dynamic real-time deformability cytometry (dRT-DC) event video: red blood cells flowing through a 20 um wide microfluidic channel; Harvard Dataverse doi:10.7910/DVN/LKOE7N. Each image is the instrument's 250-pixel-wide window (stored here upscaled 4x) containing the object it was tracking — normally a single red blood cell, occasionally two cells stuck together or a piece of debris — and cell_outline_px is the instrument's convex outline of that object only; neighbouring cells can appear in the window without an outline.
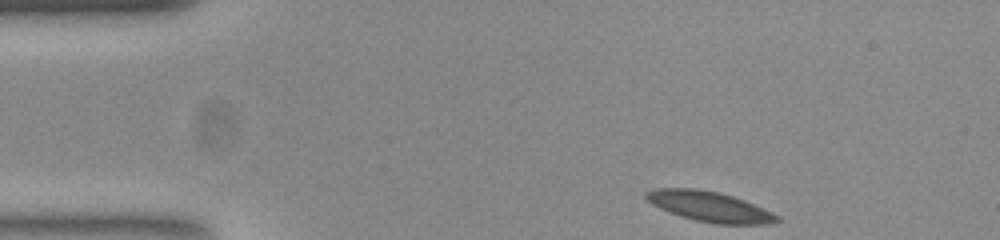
{"species": "common noctule bat (a hibernating species)", "species_latin": "Nyctalus noctula", "temperature_condition": "room temperature", "stored_images_in_passage": 47, "camera_frame_rate_fps": 3000, "um_per_image_px": 0.085, "animal": {"sex": "female", "body_mass_g": 23.0, "forearm_length_mm": 53.4}, "frame": {"image": 1, "passage_image": 1, "time_ms": 0.0, "image_size_px": [1000, 240], "cell_outline_px": [[780, 220], [764, 224], [716, 224], [696, 220], [672, 212], [652, 204], [644, 196], [644, 192], [656, 188], [696, 188], [716, 192], [732, 196], [744, 200], [764, 208], [780, 216]], "centroid_in_image_um": [60.33, 17.55], "position_along_channel_um": 24.7, "area_um2": 22.66}}
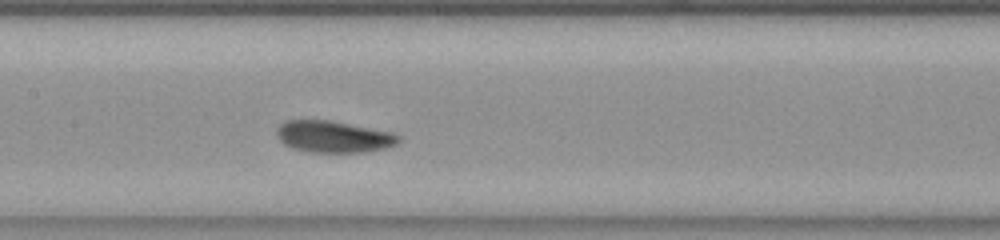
{"frame": {"image": 2, "passage_image": 19, "time_ms": 6.0, "image_size_px": [1000, 240], "cell_outline_px": [[400, 140], [396, 144], [384, 148], [360, 152], [312, 152], [296, 148], [284, 144], [280, 140], [276, 132], [276, 128], [284, 120], [332, 120], [392, 132], [400, 136]], "centroid_in_image_um": [28.34, 11.6], "position_along_channel_um": 179.1, "area_um2": 22.37}}
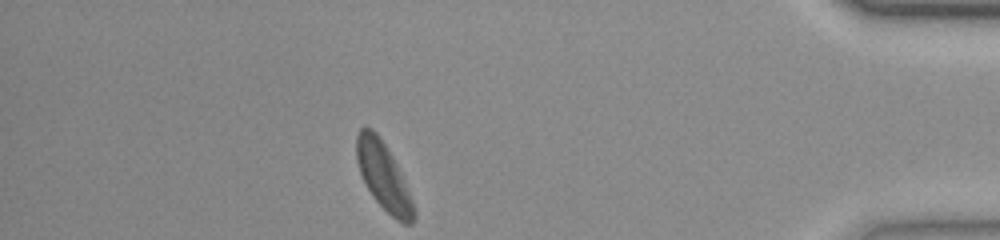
{"frame": {"image": 3, "passage_image": 41, "time_ms": 13.333, "image_size_px": [1000, 240], "cell_outline_px": [[416, 216], [412, 224], [404, 224], [396, 220], [372, 196], [360, 172], [356, 160], [356, 136], [360, 128], [372, 128], [376, 132], [384, 144], [412, 200], [416, 212]], "centroid_in_image_um": [32.57, 15.01], "position_along_channel_um": 402.6, "area_um2": 21.56}, "authors_computed_cell_mechanics": {"area_um2": 22.3108, "velocity_mm_per_s": 3.7047, "shape_relaxation_time_tau1_ms": 3.09, "shape_relaxation_time_tau2_ms": 2.7144, "deformation_change_tau1": 0.1066, "deformation_change_tau2": 0.0852}}